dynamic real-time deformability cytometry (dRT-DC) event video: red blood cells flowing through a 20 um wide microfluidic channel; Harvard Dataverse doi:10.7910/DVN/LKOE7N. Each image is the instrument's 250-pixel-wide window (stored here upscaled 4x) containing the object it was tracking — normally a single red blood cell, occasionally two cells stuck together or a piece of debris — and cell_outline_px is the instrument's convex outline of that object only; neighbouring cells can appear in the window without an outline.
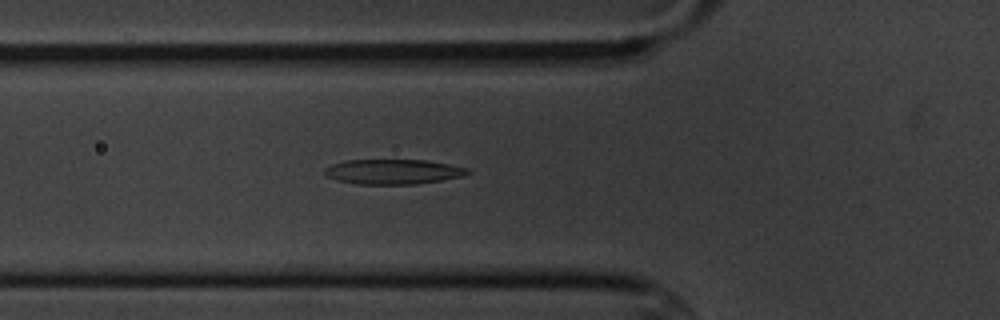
{"species": "common noctule bat (a hibernating species)", "species_latin": "Nyctalus noctula", "temperature_condition": "cold", "stored_images_in_passage": 5, "camera_frame_rate_fps": 3000, "um_per_image_px": 0.085, "animal": {"sex": "male", "body_mass_g": 20.1, "forearm_length_mm": 53.5}, "frame": {"image": 1, "passage_image": 5, "time_ms": 4.333, "image_size_px": [1000, 320], "cell_outline_px": [[472, 172], [464, 176], [416, 184], [356, 184], [336, 180], [328, 176], [324, 172], [324, 168], [332, 164], [344, 160], [428, 160], [468, 168]], "centroid_in_image_um": [33.42, 14.59], "position_along_channel_um": 92.4, "area_um2": 20.81}}